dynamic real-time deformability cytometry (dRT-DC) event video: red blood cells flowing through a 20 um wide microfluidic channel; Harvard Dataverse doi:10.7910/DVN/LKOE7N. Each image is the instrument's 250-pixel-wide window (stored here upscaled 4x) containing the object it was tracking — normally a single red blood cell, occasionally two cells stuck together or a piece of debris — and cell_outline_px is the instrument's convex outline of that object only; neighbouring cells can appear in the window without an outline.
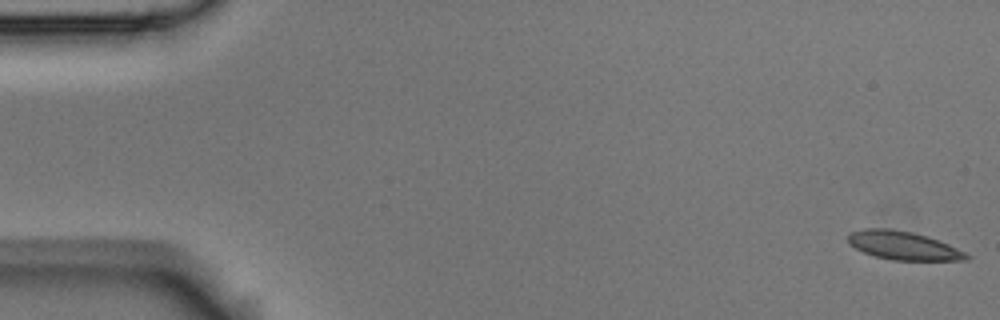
{"species": "Egyptian fruit bat (a non-hibernating species)", "species_latin": "Rousettus aegyptiacus", "temperature_condition": "room temperature", "stored_images_in_passage": 11, "camera_frame_rate_fps": 3000, "um_per_image_px": 0.085, "animal": {"sex": "male"}, "frame": {"image": 1, "passage_image": 1, "time_ms": 0.0, "image_size_px": [1000, 320], "cell_outline_px": [[972, 256], [968, 260], [892, 260], [876, 256], [864, 252], [848, 244], [848, 236], [852, 232], [864, 228], [892, 228], [912, 232], [928, 236], [948, 244]], "centroid_in_image_um": [76.78, 20.86], "position_along_channel_um": 8.2, "area_um2": 19.59}}